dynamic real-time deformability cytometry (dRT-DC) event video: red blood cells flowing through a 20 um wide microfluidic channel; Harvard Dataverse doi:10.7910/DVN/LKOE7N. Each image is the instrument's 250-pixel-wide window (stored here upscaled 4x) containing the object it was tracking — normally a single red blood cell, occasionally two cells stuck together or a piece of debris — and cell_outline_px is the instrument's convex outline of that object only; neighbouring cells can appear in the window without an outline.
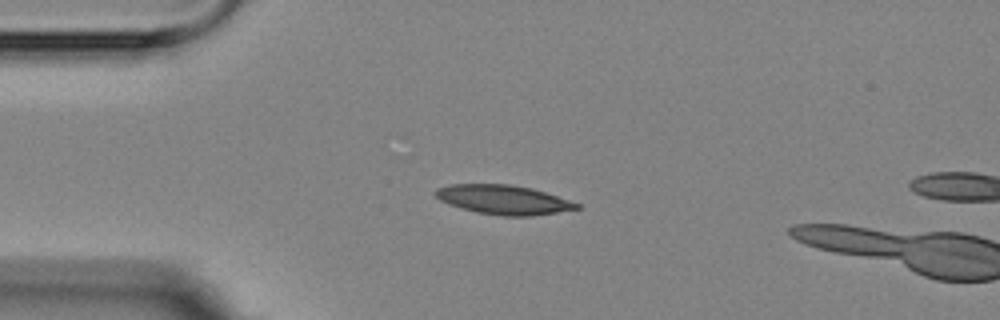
{"species": "Egyptian fruit bat (a non-hibernating species)", "species_latin": "Rousettus aegyptiacus", "temperature_condition": "room temperature", "stored_images_in_passage": 2, "camera_frame_rate_fps": 3000, "um_per_image_px": 0.085, "animal": {"sex": "female"}, "frame": {"image": 1, "passage_image": 1, "time_ms": 0.0, "image_size_px": [1000, 320], "cell_outline_px": [[580, 208], [532, 216], [500, 216], [476, 212], [448, 204], [440, 200], [432, 192], [436, 188], [452, 184], [508, 184], [532, 188], [580, 204]], "centroid_in_image_um": [42.74, 16.97], "position_along_channel_um": 42.3, "area_um2": 23.99}}